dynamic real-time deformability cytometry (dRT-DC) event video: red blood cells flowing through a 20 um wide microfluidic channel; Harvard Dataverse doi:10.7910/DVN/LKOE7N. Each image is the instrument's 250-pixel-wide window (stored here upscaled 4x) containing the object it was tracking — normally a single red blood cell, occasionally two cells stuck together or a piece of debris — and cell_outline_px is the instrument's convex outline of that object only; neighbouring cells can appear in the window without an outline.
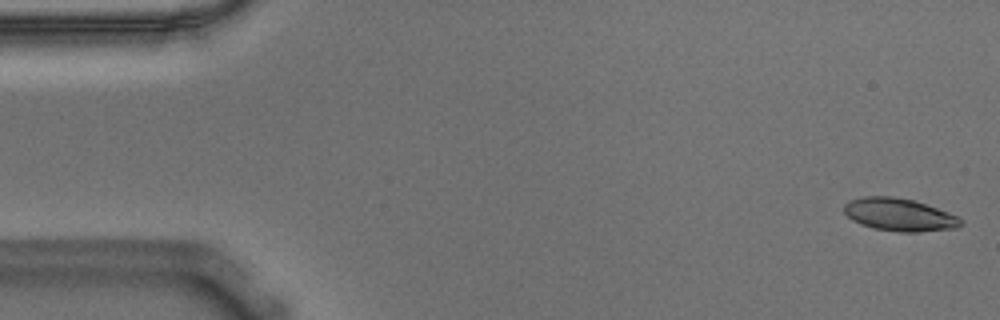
{"species": "Egyptian fruit bat (a non-hibernating species)", "species_latin": "Rousettus aegyptiacus", "temperature_condition": "warm", "stored_images_in_passage": 55, "camera_frame_rate_fps": 3000, "um_per_image_px": 0.085, "animal": {"sex": "male"}, "frame": {"image": 1, "passage_image": 1, "time_ms": 0.0, "image_size_px": [1000, 320], "cell_outline_px": [[964, 224], [956, 228], [916, 232], [896, 232], [872, 228], [852, 220], [844, 212], [844, 204], [848, 200], [864, 196], [892, 196], [912, 200], [960, 216], [964, 220]], "centroid_in_image_um": [76.45, 18.25], "position_along_channel_um": 8.5, "area_um2": 22.37}}
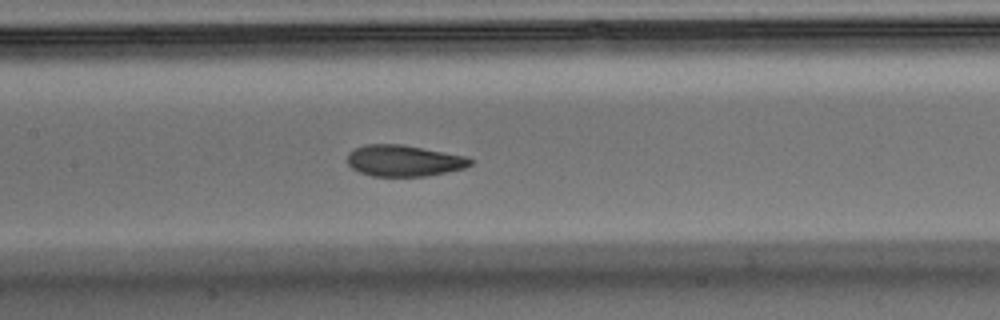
{"frame": {"image": 2, "passage_image": 25, "time_ms": 8.0, "image_size_px": [1000, 320], "cell_outline_px": [[472, 164], [464, 168], [424, 176], [372, 176], [360, 172], [352, 168], [348, 164], [348, 152], [364, 144], [400, 144], [468, 156], [472, 160]], "centroid_in_image_um": [34.32, 13.65], "position_along_channel_um": 173.1, "area_um2": 22.31}}
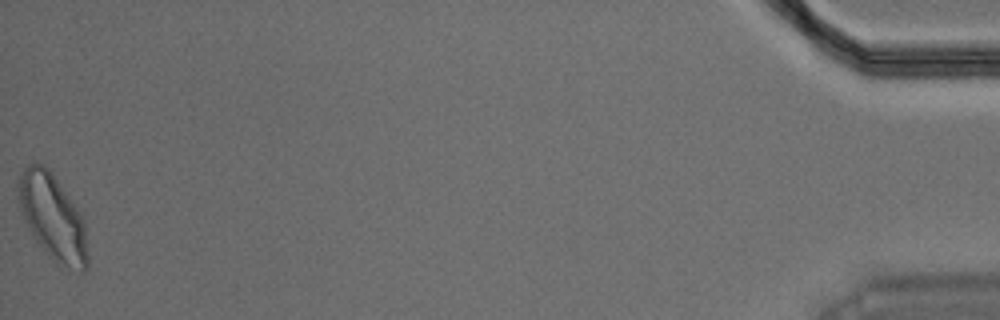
{"frame": {"image": 3, "passage_image": 55, "time_ms": 18.0, "image_size_px": [1000, 320], "cell_outline_px": [[88, 268], [84, 272], [80, 272], [56, 264], [36, 240], [20, 208], [20, 172], [28, 164], [44, 164], [52, 172], [80, 212], [84, 220], [88, 256]], "centroid_in_image_um": [4.54, 18.5], "position_along_channel_um": 430.7, "area_um2": 34.1}, "authors_computed_cell_mechanics": {"area_um2": 22.9466, "velocity_mm_per_s": 3.5956, "shape_relaxation_time_tau1_ms": 4.3999, "shape_relaxation_time_tau2_ms": 1.8023, "deformation_change_tau1": 0.1427, "deformation_change_tau2": 0.0806}}